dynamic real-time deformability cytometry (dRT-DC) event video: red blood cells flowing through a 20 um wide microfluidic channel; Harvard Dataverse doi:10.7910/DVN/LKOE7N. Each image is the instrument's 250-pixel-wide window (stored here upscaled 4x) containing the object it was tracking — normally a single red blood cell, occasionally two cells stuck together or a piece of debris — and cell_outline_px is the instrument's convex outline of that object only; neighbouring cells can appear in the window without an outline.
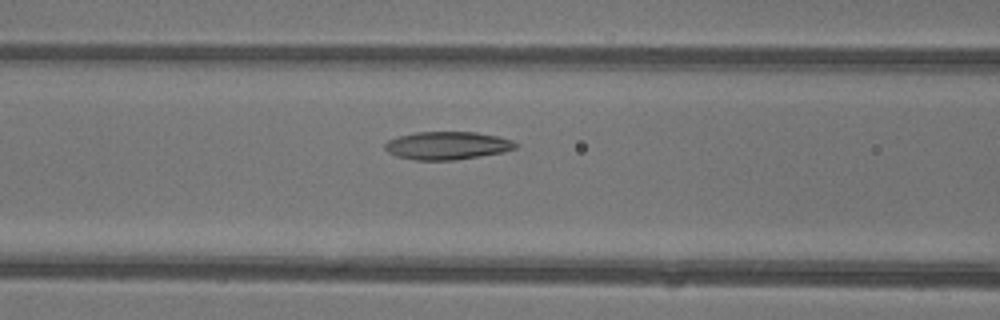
{"species": "common noctule bat (a hibernating species)", "species_latin": "Nyctalus noctula", "temperature_condition": "warm", "stored_images_in_passage": 25, "camera_frame_rate_fps": 3000, "um_per_image_px": 0.085, "animal": {"sex": "female"}, "frame": {"image": 1, "passage_image": 6, "time_ms": 1.667, "image_size_px": [1000, 320], "cell_outline_px": [[520, 144], [516, 148], [504, 152], [452, 160], [416, 160], [396, 156], [388, 152], [384, 148], [384, 144], [388, 140], [400, 136], [416, 132], [476, 132], [496, 136], [512, 140]], "centroid_in_image_um": [38.02, 12.37], "position_along_channel_um": 128.6, "area_um2": 21.21}}
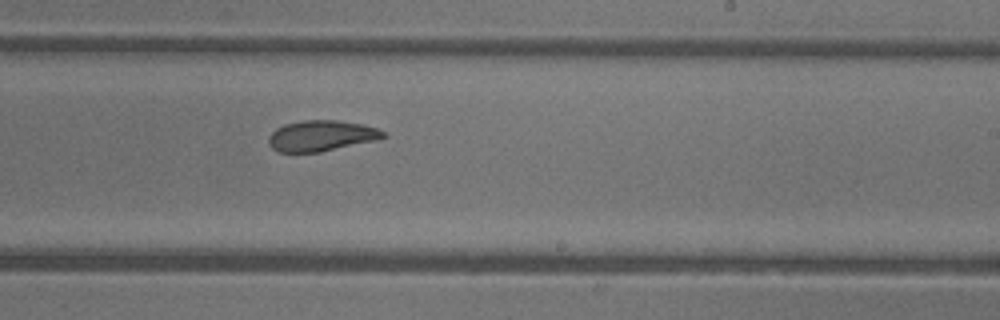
{"frame": {"image": 2, "passage_image": 15, "time_ms": 4.667, "image_size_px": [1000, 320], "cell_outline_px": [[388, 136], [376, 140], [320, 152], [276, 152], [268, 144], [268, 136], [276, 128], [284, 124], [304, 120], [336, 120], [360, 124], [376, 128], [384, 132]], "centroid_in_image_um": [27.27, 11.54], "position_along_channel_um": 261.7, "area_um2": 20.52}}
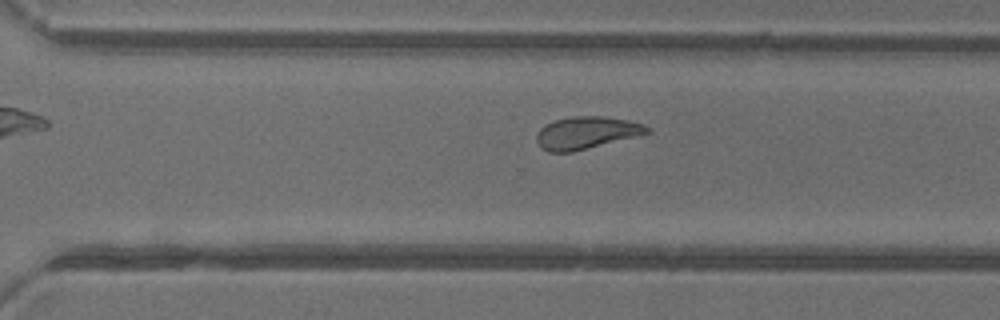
{"frame": {"image": 3, "passage_image": 19, "time_ms": 6.0, "image_size_px": [1000, 320], "cell_outline_px": [[652, 132], [572, 152], [548, 152], [540, 148], [536, 140], [536, 136], [540, 128], [556, 120], [572, 116], [604, 116], [628, 120], [644, 124]], "centroid_in_image_um": [49.83, 11.29], "position_along_channel_um": 320.8, "area_um2": 20.69}}